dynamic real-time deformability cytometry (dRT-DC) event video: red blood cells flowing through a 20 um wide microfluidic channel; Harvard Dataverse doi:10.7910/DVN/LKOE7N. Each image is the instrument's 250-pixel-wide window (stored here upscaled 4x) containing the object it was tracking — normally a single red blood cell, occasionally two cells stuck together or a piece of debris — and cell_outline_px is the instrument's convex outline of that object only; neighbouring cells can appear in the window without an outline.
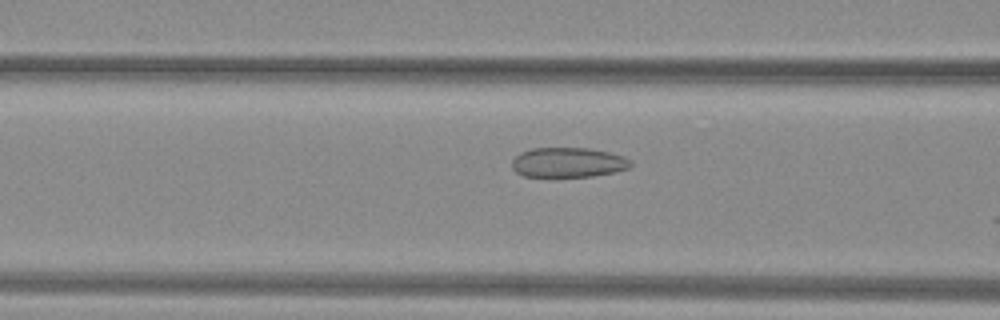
{"species": "common noctule bat (a hibernating species)", "species_latin": "Nyctalus noctula", "temperature_condition": "warm", "stored_images_in_passage": 5, "camera_frame_rate_fps": 3000, "um_per_image_px": 0.085, "animal": {"sex": "female", "body_mass_g": 29.2, "forearm_length_mm": 56.3}, "frame": {"image": 1, "passage_image": 3, "time_ms": 0.667, "image_size_px": [1000, 320], "cell_outline_px": [[632, 164], [628, 168], [612, 172], [592, 176], [524, 176], [516, 172], [512, 168], [512, 160], [520, 152], [532, 148], [588, 148], [608, 152], [624, 156], [632, 160]], "centroid_in_image_um": [48.28, 13.79], "position_along_channel_um": 118.3, "area_um2": 20.52}}